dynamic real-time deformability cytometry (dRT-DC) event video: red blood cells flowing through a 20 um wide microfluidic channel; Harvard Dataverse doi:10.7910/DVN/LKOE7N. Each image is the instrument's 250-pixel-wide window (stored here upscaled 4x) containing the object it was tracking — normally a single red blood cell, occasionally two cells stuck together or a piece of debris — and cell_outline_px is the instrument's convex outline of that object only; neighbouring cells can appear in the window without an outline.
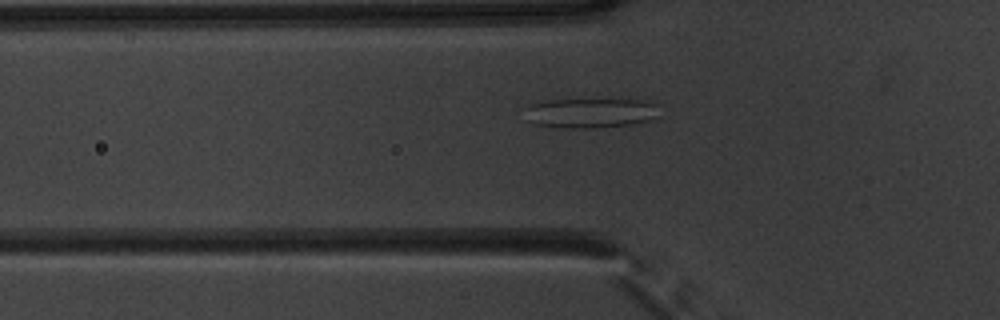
{"species": "common noctule bat (a hibernating species)", "species_latin": "Nyctalus noctula", "temperature_condition": "warm", "stored_images_in_passage": 53, "camera_frame_rate_fps": 3000, "um_per_image_px": 0.085, "animal": {"sex": "male", "body_mass_g": 20.1, "forearm_length_mm": 53.5}, "frame": {"image": 1, "passage_image": 19, "time_ms": 6.0, "image_size_px": [1000, 320], "cell_outline_px": [[660, 116], [648, 120], [632, 124], [592, 128], [568, 128], [532, 124], [528, 120], [520, 108], [528, 104], [548, 100], [644, 100], [660, 104]], "centroid_in_image_um": [50.17, 9.6], "position_along_channel_um": 75.6, "area_um2": 23.81}}
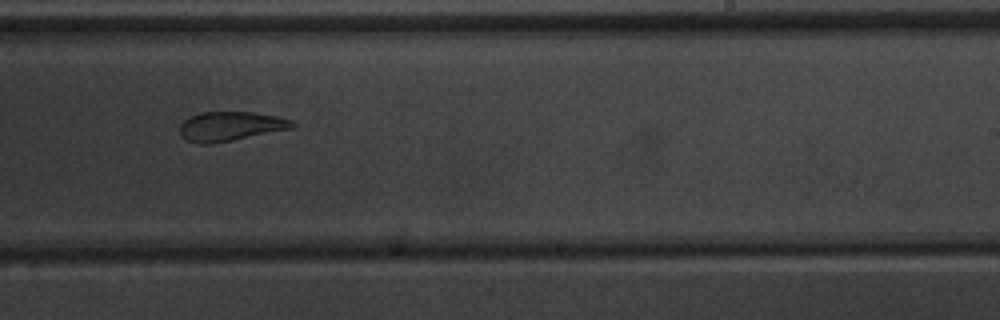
{"frame": {"image": 2, "passage_image": 34, "time_ms": 11.0, "image_size_px": [1000, 320], "cell_outline_px": [[296, 128], [212, 144], [196, 144], [180, 136], [180, 124], [184, 120], [200, 112], [252, 112], [276, 116], [292, 120], [296, 124]], "centroid_in_image_um": [19.61, 10.74], "position_along_channel_um": 269.4, "area_um2": 19.42}}
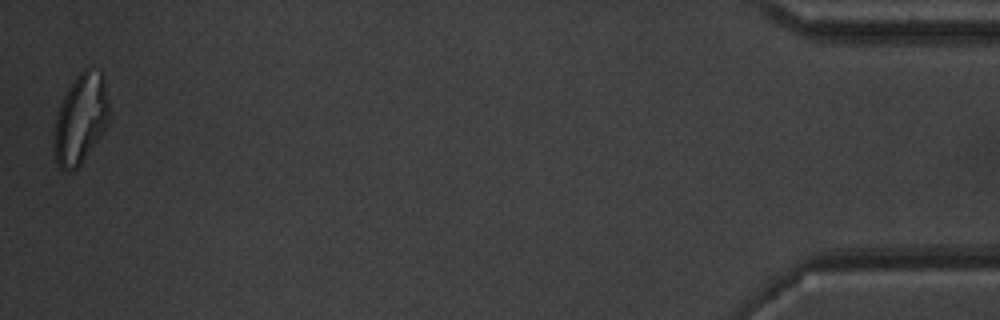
{"frame": {"image": 3, "passage_image": 53, "time_ms": 17.333, "image_size_px": [1000, 320], "cell_outline_px": [[108, 124], [80, 164], [72, 172], [64, 172], [60, 168], [56, 160], [52, 144], [56, 116], [60, 104], [72, 80], [84, 68], [88, 68], [104, 72], [108, 104]], "centroid_in_image_um": [6.83, 10.09], "position_along_channel_um": 428.4, "area_um2": 28.9}, "authors_computed_cell_mechanics": {"area_um2": 25.4898, "velocity_mm_per_s": 3.8522, "shape_relaxation_time_tau1_ms": null, "shape_relaxation_time_tau2_ms": 1.9046, "deformation_change_tau1": null, "deformation_change_tau2": 0.0831}}